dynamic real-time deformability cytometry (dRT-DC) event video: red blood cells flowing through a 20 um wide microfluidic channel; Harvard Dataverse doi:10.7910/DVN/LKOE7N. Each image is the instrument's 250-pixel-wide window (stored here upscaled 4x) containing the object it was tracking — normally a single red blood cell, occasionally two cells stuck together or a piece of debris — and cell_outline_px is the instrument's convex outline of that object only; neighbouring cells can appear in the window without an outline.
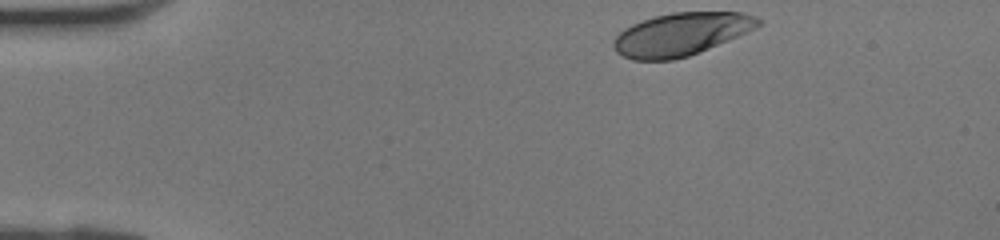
{"species": "human", "species_latin": "Homo sapiens", "temperature_condition": "room temperature", "stored_images_in_passage": 32, "camera_frame_rate_fps": 3000, "um_per_image_px": 0.085, "donor": {"sex": "female"}, "frame": {"image": 1, "passage_image": 1, "time_ms": 0.0, "image_size_px": [1000, 240], "cell_outline_px": [[764, 20], [756, 28], [748, 32], [700, 52], [688, 56], [672, 60], [632, 60], [616, 52], [612, 48], [612, 40], [624, 28], [632, 24], [656, 16], [672, 12], [744, 12], [756, 16]], "centroid_in_image_um": [57.9, 2.91], "position_along_channel_um": 27.1, "area_um2": 36.3}}
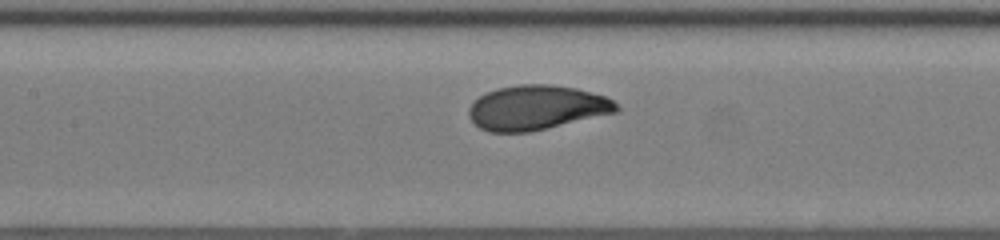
{"frame": {"image": 2, "passage_image": 14, "time_ms": 4.333, "image_size_px": [1000, 240], "cell_outline_px": [[620, 112], [528, 132], [488, 132], [480, 128], [468, 116], [468, 108], [484, 92], [496, 88], [520, 84], [552, 84], [576, 88], [604, 96], [612, 100], [620, 108]], "centroid_in_image_um": [45.61, 9.14], "position_along_channel_um": 161.8, "area_um2": 38.44}}
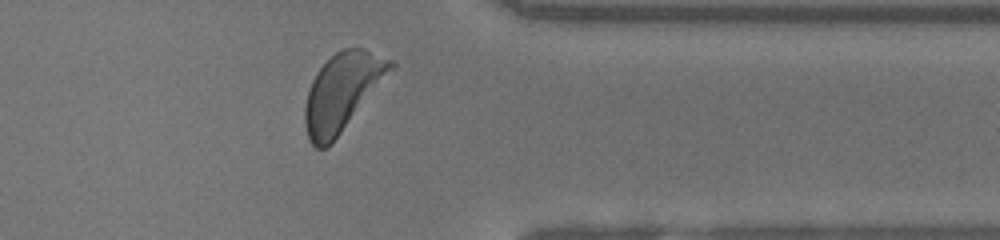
{"frame": {"image": 3, "passage_image": 28, "time_ms": 9.0, "image_size_px": [1000, 240], "cell_outline_px": [[396, 68], [332, 144], [324, 148], [316, 148], [308, 140], [304, 124], [304, 108], [308, 92], [312, 80], [316, 72], [336, 52], [344, 48], [364, 48], [392, 60], [396, 64]], "centroid_in_image_um": [29.12, 7.84], "position_along_channel_um": 382.3, "area_um2": 39.07}}